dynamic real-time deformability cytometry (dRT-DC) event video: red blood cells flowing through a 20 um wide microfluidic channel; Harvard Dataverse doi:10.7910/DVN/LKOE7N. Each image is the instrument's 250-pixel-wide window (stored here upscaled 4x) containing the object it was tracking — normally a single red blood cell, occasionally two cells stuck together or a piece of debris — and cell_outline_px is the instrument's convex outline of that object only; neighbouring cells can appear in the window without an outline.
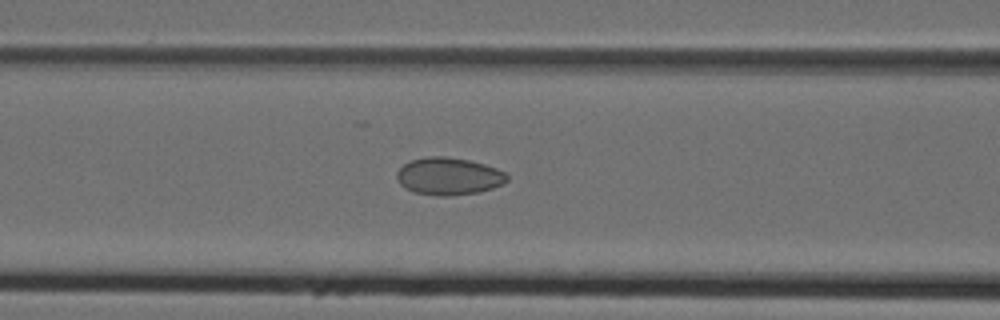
{"species": "Egyptian fruit bat (a non-hibernating species)", "species_latin": "Rousettus aegyptiacus", "temperature_condition": "cold", "stored_images_in_passage": 41, "camera_frame_rate_fps": 3000, "um_per_image_px": 0.085, "animal": {"sex": "female"}, "frame": {"image": 1, "passage_image": 14, "time_ms": 4.333, "image_size_px": [1000, 320], "cell_outline_px": [[508, 180], [492, 188], [480, 192], [444, 196], [440, 196], [416, 192], [404, 188], [400, 184], [396, 176], [396, 172], [404, 164], [412, 160], [428, 156], [444, 156], [468, 160], [484, 164], [496, 168], [504, 172], [508, 176]], "centroid_in_image_um": [38.12, 14.98], "position_along_channel_um": 128.5, "area_um2": 23.81}}
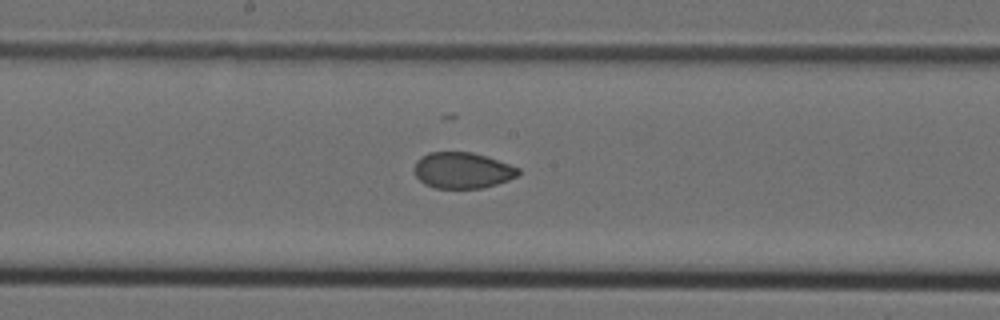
{"frame": {"image": 2, "passage_image": 20, "time_ms": 6.333, "image_size_px": [1000, 320], "cell_outline_px": [[520, 172], [516, 176], [508, 180], [496, 184], [480, 188], [436, 188], [424, 184], [416, 176], [412, 168], [416, 160], [428, 152], [472, 152], [520, 168]], "centroid_in_image_um": [39.25, 14.48], "position_along_channel_um": 208.9, "area_um2": 21.79}}
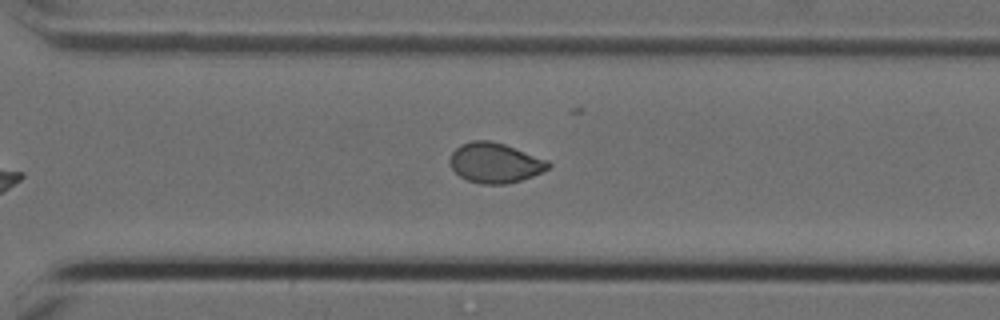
{"frame": {"image": 3, "passage_image": 29, "time_ms": 9.333, "image_size_px": [1000, 320], "cell_outline_px": [[552, 164], [544, 172], [508, 184], [480, 184], [468, 180], [460, 176], [452, 168], [448, 160], [452, 152], [460, 144], [472, 140], [488, 140], [504, 144], [548, 160]], "centroid_in_image_um": [42.07, 13.84], "position_along_channel_um": 328.5, "area_um2": 23.0}, "authors_computed_cell_mechanics": {"area_um2": 23.2356, "velocity_mm_per_s": 4.0193, "shape_relaxation_time_tau1_ms": null, "shape_relaxation_time_tau2_ms": 1.4581, "deformation_change_tau1": null, "deformation_change_tau2": 0.0359}}